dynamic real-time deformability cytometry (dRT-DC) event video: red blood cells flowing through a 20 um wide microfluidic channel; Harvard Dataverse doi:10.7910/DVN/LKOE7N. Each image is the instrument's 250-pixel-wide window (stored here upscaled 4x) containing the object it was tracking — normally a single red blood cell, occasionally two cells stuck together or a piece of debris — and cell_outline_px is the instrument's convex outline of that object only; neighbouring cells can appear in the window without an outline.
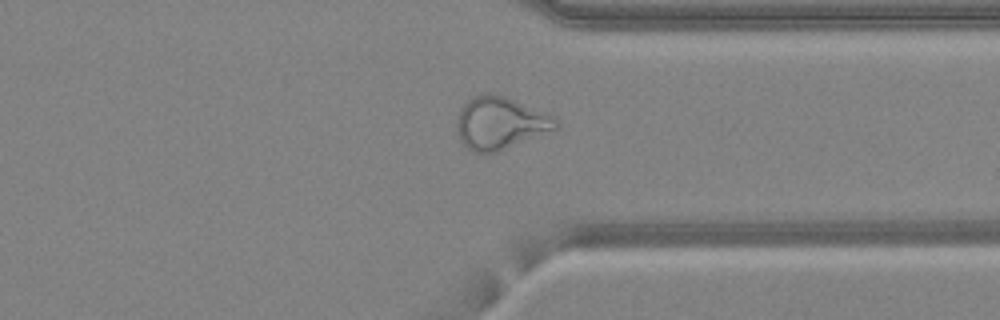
{"species": "common noctule bat (a hibernating species)", "species_latin": "Nyctalus noctula", "temperature_condition": "warm", "stored_images_in_passage": 48, "camera_frame_rate_fps": 3000, "um_per_image_px": 0.085, "animal": {"sex": "female", "body_mass_g": 24.6, "forearm_length_mm": 56.2}, "frame": {"image": 1, "passage_image": 37, "time_ms": 12.0, "image_size_px": [1000, 320], "cell_outline_px": [[556, 128], [496, 152], [472, 152], [460, 140], [456, 132], [456, 120], [464, 104], [472, 96], [504, 96], [544, 112], [552, 116], [556, 120]], "centroid_in_image_um": [42.45, 10.48], "position_along_channel_um": 368.9, "area_um2": 29.13}}
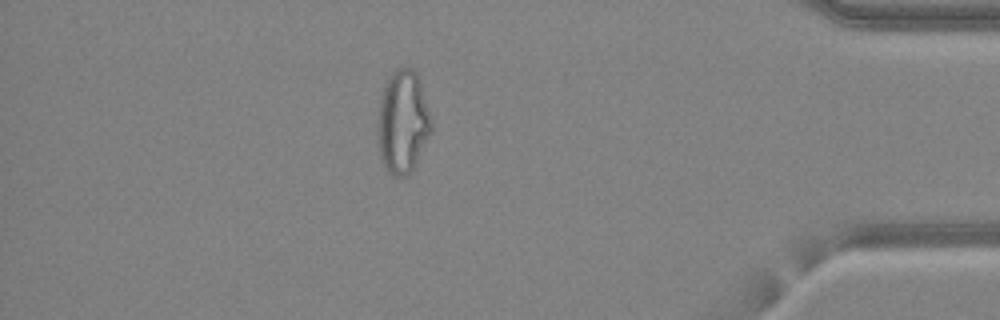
{"frame": {"image": 2, "passage_image": 42, "time_ms": 13.667, "image_size_px": [1000, 320], "cell_outline_px": [[432, 132], [412, 168], [404, 176], [396, 176], [388, 172], [384, 168], [380, 156], [376, 140], [376, 132], [380, 96], [388, 76], [396, 68], [412, 68], [416, 72], [420, 80], [432, 124]], "centroid_in_image_um": [34.19, 10.34], "position_along_channel_um": 401.0, "area_um2": 32.37}}